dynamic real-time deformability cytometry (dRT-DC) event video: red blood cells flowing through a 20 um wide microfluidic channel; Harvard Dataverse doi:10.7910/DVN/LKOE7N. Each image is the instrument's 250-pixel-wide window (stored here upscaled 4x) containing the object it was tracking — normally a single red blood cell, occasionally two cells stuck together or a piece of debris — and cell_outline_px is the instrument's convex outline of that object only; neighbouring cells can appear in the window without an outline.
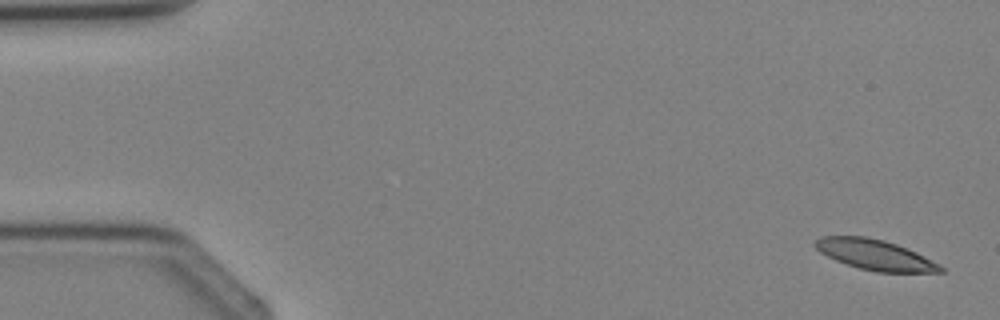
{"species": "Egyptian fruit bat (a non-hibernating species)", "species_latin": "Rousettus aegyptiacus", "temperature_condition": "cold", "stored_images_in_passage": 3, "camera_frame_rate_fps": 3000, "um_per_image_px": 0.085, "animal": {"sex": "female"}, "frame": {"image": 1, "passage_image": 1, "time_ms": 0.0, "image_size_px": [1000, 320], "cell_outline_px": [[944, 272], [876, 272], [860, 268], [836, 260], [820, 252], [812, 244], [820, 236], [864, 236], [884, 240], [896, 244], [916, 252], [940, 264], [944, 268]], "centroid_in_image_um": [74.38, 21.65], "position_along_channel_um": 10.6, "area_um2": 22.02}}